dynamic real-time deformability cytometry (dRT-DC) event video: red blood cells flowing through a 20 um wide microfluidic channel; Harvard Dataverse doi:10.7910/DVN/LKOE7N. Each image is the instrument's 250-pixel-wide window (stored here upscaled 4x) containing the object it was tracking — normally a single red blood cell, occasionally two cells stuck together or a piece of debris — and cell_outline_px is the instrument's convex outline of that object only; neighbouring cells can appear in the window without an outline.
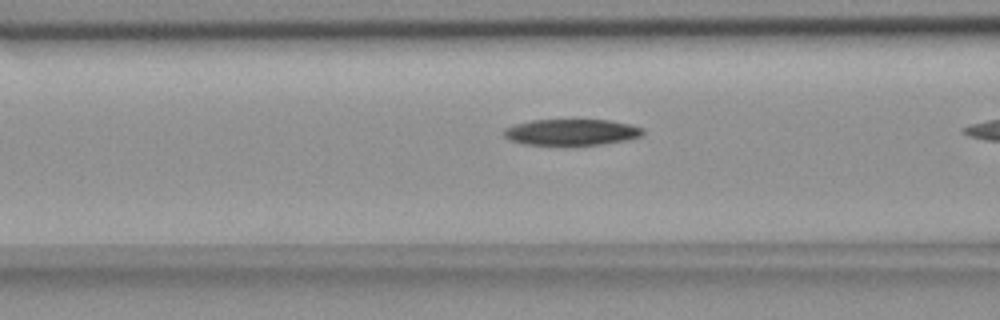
{"species": "common noctule bat (a hibernating species)", "species_latin": "Nyctalus noctula", "temperature_condition": "room temperature", "stored_images_in_passage": 16, "camera_frame_rate_fps": 3000, "um_per_image_px": 0.085, "animal": {"sex": "female", "body_mass_g": 18.4}, "frame": {"image": 1, "passage_image": 14, "time_ms": 4.333, "image_size_px": [1000, 320], "cell_outline_px": [[644, 132], [640, 136], [628, 140], [604, 144], [524, 144], [508, 140], [504, 136], [504, 128], [516, 124], [532, 120], [608, 120], [628, 124], [644, 128]], "centroid_in_image_um": [48.58, 11.23], "position_along_channel_um": 118.0, "area_um2": 20.98}}